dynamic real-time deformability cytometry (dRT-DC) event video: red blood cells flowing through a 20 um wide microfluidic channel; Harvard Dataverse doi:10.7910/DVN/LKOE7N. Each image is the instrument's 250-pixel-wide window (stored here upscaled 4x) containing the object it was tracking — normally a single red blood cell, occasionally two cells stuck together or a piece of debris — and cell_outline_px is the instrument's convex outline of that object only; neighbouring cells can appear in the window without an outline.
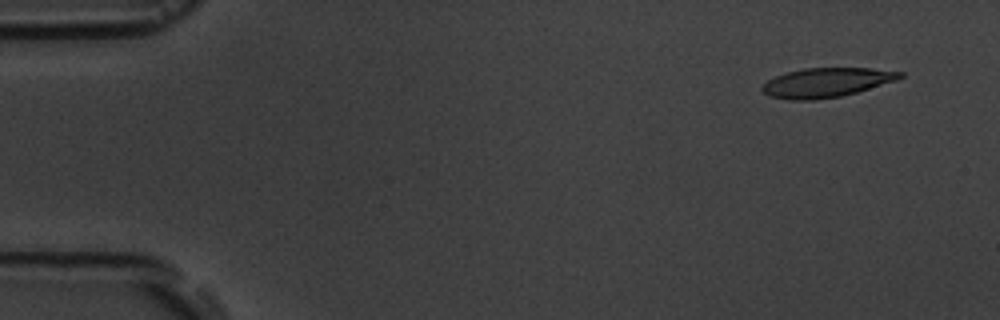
{"species": "common noctule bat (a hibernating species)", "species_latin": "Nyctalus noctula", "temperature_condition": "room temperature", "stored_images_in_passage": 9, "camera_frame_rate_fps": 3000, "um_per_image_px": 0.085, "animal": {"sex": "male", "body_mass_g": 19.5, "forearm_length_mm": 54.6}, "frame": {"image": 1, "passage_image": 1, "time_ms": 0.0, "image_size_px": [1000, 320], "cell_outline_px": [[904, 76], [896, 80], [856, 92], [840, 96], [812, 100], [788, 100], [768, 96], [760, 88], [768, 80], [776, 76], [788, 72], [804, 68], [872, 68], [904, 72]], "centroid_in_image_um": [70.23, 7.01], "position_along_channel_um": 14.8, "area_um2": 23.41}}
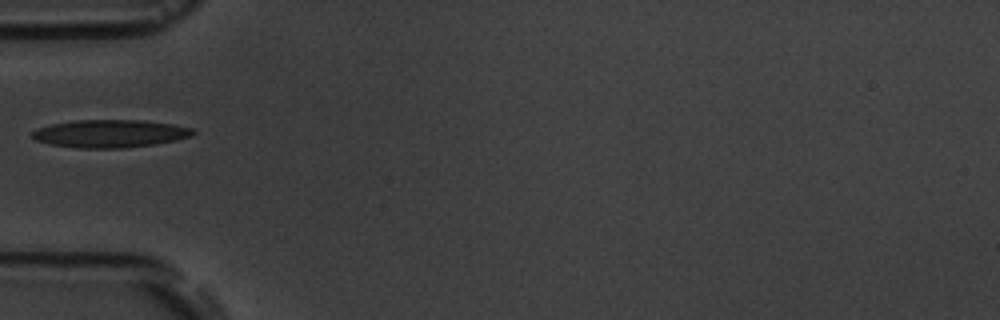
{"frame": {"image": 2, "passage_image": 5, "time_ms": 4.667, "image_size_px": [1000, 320], "cell_outline_px": [[196, 132], [192, 136], [176, 140], [156, 144], [124, 148], [80, 148], [48, 144], [36, 140], [32, 136], [32, 132], [36, 128], [52, 124], [76, 120], [140, 120], [172, 124], [192, 128]], "centroid_in_image_um": [9.36, 11.36], "position_along_channel_um": 75.6, "area_um2": 26.07}}
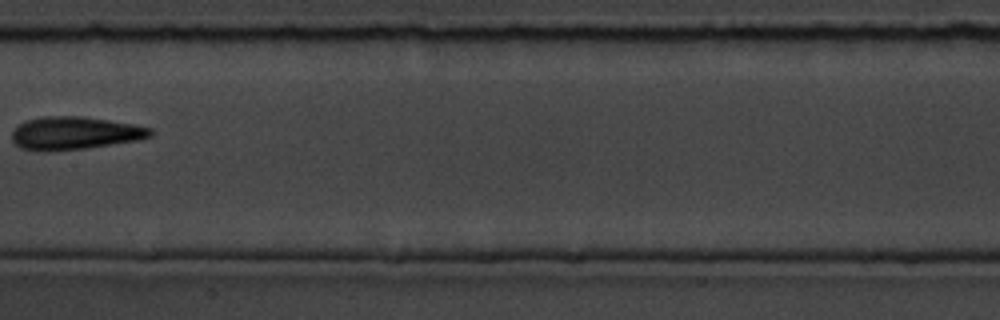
{"frame": {"image": 3, "passage_image": 8, "time_ms": 8.0, "image_size_px": [1000, 320], "cell_outline_px": [[152, 136], [136, 140], [84, 148], [48, 152], [40, 152], [20, 148], [12, 140], [12, 132], [24, 120], [44, 116], [84, 116], [132, 124], [152, 128]], "centroid_in_image_um": [6.3, 11.32], "position_along_channel_um": 201.1, "area_um2": 26.53}}